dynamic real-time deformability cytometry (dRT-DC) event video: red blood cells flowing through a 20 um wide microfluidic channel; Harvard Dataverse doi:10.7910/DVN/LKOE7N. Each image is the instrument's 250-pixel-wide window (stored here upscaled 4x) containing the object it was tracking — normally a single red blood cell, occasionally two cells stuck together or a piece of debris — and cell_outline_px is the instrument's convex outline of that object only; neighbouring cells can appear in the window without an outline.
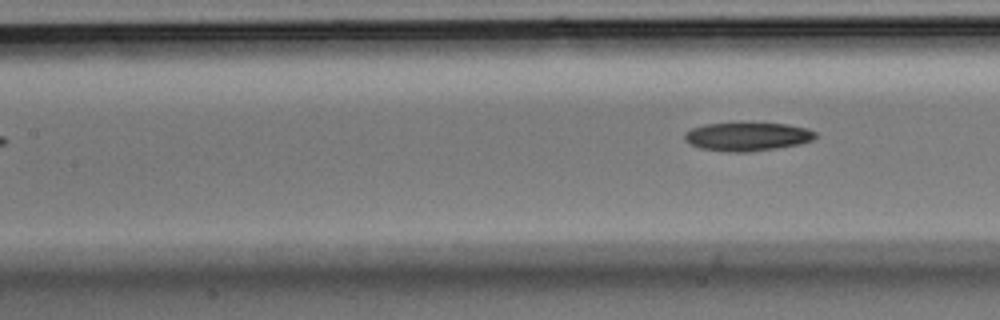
{"species": "Egyptian fruit bat (a non-hibernating species)", "species_latin": "Rousettus aegyptiacus", "temperature_condition": "room temperature", "stored_images_in_passage": 5, "segment_of_instrument_passage": [2, 2], "camera_frame_rate_fps": 3000, "um_per_image_px": 0.085, "animal": {"sex": "male"}, "frame": {"image": 1, "passage_image": 5, "time_ms": 1.333, "image_size_px": [1000, 320], "cell_outline_px": [[816, 136], [812, 140], [800, 144], [776, 148], [748, 152], [728, 152], [700, 148], [688, 144], [684, 140], [684, 132], [692, 128], [704, 124], [740, 120], [788, 124], [804, 128], [816, 132]], "centroid_in_image_um": [63.46, 11.56], "position_along_channel_um": 143.9, "area_um2": 22.72}}